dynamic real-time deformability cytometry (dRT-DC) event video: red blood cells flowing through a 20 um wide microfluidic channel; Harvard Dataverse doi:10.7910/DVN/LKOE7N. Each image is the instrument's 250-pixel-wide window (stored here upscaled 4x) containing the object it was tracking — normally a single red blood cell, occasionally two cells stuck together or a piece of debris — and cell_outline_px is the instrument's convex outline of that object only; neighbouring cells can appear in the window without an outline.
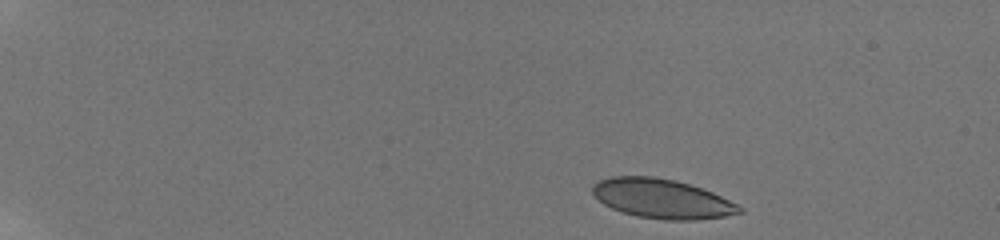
{"species": "human", "species_latin": "Homo sapiens", "temperature_condition": "room temperature", "stored_images_in_passage": 12, "camera_frame_rate_fps": 3000, "um_per_image_px": 0.085, "donor": {"sex": "male"}, "frame": {"image": 1, "passage_image": 1, "time_ms": 0.0, "image_size_px": [1000, 240], "cell_outline_px": [[744, 212], [724, 216], [696, 220], [664, 220], [636, 216], [612, 208], [604, 204], [592, 192], [592, 184], [608, 176], [656, 176], [676, 180], [712, 192], [744, 208]], "centroid_in_image_um": [56.25, 16.88], "position_along_channel_um": 28.7, "area_um2": 33.64}}
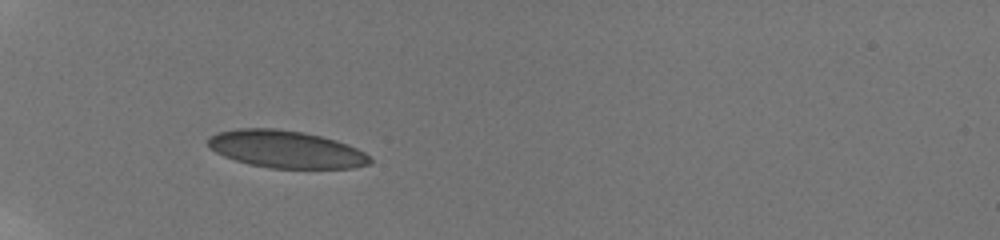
{"frame": {"image": 2, "passage_image": 8, "time_ms": 3.667, "image_size_px": [1000, 240], "cell_outline_px": [[372, 160], [368, 164], [352, 168], [268, 168], [248, 164], [224, 156], [208, 148], [208, 136], [216, 132], [236, 128], [276, 128], [304, 132], [336, 140], [356, 148], [364, 152]], "centroid_in_image_um": [24.25, 12.68], "position_along_channel_um": 60.8, "area_um2": 35.37}}